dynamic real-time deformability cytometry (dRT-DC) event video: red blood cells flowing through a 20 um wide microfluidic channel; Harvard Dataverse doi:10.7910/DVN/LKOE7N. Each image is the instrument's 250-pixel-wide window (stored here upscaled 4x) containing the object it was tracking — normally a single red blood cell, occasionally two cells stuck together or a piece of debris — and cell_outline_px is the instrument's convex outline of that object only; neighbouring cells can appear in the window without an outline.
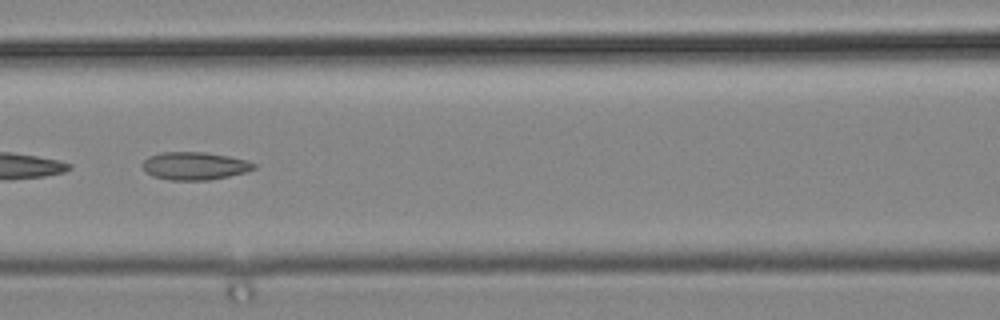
{"species": "common noctule bat (a hibernating species)", "species_latin": "Nyctalus noctula", "temperature_condition": "cold", "stored_images_in_passage": 25, "camera_frame_rate_fps": 3000, "um_per_image_px": 0.085, "animal": {"sex": "male", "body_mass_g": 19.2, "forearm_length_mm": 51.8}, "frame": {"image": 1, "passage_image": 22, "time_ms": 7.0, "image_size_px": [1000, 320], "cell_outline_px": [[256, 168], [244, 172], [228, 176], [208, 180], [168, 180], [152, 176], [144, 168], [144, 160], [148, 156], [160, 152], [204, 152], [228, 156], [248, 160], [256, 164]], "centroid_in_image_um": [16.55, 14.09], "position_along_channel_um": 150.0, "area_um2": 17.98}}